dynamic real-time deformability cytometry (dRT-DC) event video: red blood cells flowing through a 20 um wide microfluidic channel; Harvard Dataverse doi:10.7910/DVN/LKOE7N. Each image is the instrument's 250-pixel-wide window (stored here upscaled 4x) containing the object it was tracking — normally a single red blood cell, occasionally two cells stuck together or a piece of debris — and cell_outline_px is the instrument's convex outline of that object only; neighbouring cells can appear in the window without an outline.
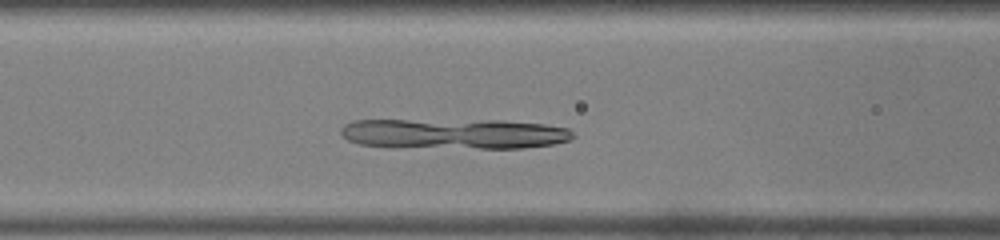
{"species": "common noctule bat (a hibernating species)", "species_latin": "Nyctalus noctula", "temperature_condition": "warm", "stored_images_in_passage": 39, "camera_frame_rate_fps": 3000, "um_per_image_px": 0.085, "animal": {"sex": "male", "body_mass_g": 19.0, "forearm_length_mm": 50.8}, "frame": {"image": 1, "passage_image": 12, "time_ms": 3.667, "image_size_px": [1000, 240], "cell_outline_px": [[576, 136], [568, 140], [552, 144], [524, 148], [388, 148], [360, 144], [348, 140], [340, 132], [340, 128], [344, 124], [352, 120], [500, 120], [544, 124], [568, 128]], "centroid_in_image_um": [38.53, 11.38], "position_along_channel_um": 128.1, "area_um2": 41.79}}